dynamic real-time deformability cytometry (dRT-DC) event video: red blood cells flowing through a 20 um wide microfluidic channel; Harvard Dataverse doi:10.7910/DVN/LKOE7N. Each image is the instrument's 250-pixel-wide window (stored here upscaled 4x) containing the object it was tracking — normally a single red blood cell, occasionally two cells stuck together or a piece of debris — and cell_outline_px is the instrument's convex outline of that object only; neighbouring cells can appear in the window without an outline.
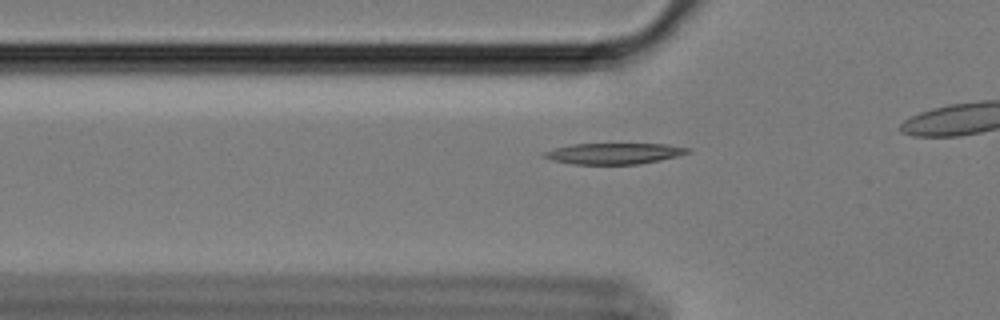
{"species": "Egyptian fruit bat (a non-hibernating species)", "species_latin": "Rousettus aegyptiacus", "temperature_condition": "cold", "stored_images_in_passage": 43, "camera_frame_rate_fps": 3000, "um_per_image_px": 0.085, "animal": {"sex": "female"}, "frame": {"image": 1, "passage_image": 15, "time_ms": 4.667, "image_size_px": [1000, 320], "cell_outline_px": [[692, 152], [660, 160], [636, 164], [572, 164], [552, 160], [544, 156], [544, 152], [552, 148], [572, 144], [668, 144], [692, 148]], "centroid_in_image_um": [52.22, 13.04], "position_along_channel_um": 73.6, "area_um2": 17.57}}
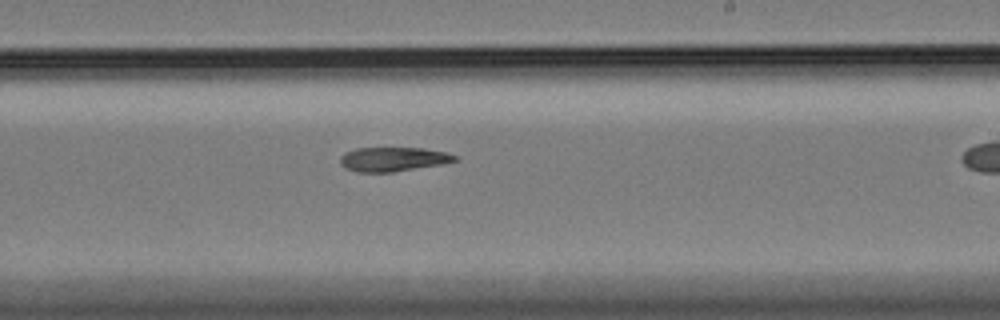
{"frame": {"image": 2, "passage_image": 31, "time_ms": 10.0, "image_size_px": [1000, 320], "cell_outline_px": [[460, 160], [444, 164], [392, 172], [356, 172], [344, 168], [340, 164], [340, 156], [344, 152], [356, 148], [424, 148], [448, 152], [456, 156]], "centroid_in_image_um": [33.42, 13.53], "position_along_channel_um": 255.6, "area_um2": 16.47}}
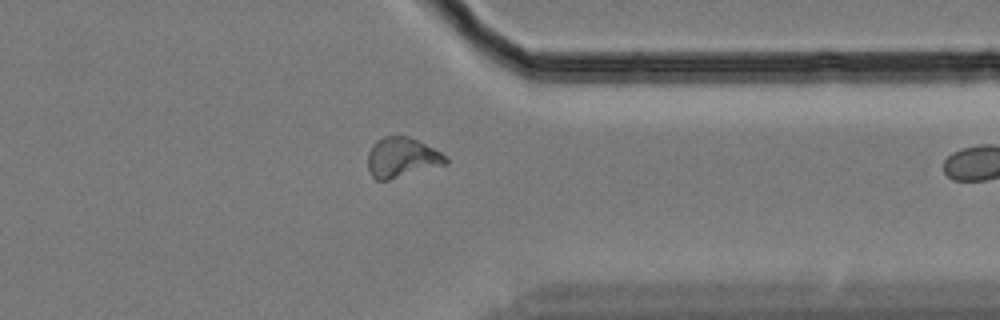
{"frame": {"image": 3, "passage_image": 42, "time_ms": 13.667, "image_size_px": [1000, 320], "cell_outline_px": [[448, 164], [388, 180], [376, 180], [368, 172], [368, 152], [372, 144], [376, 140], [384, 136], [408, 136], [448, 156]], "centroid_in_image_um": [34.14, 13.4], "position_along_channel_um": 377.3, "area_um2": 18.21}}